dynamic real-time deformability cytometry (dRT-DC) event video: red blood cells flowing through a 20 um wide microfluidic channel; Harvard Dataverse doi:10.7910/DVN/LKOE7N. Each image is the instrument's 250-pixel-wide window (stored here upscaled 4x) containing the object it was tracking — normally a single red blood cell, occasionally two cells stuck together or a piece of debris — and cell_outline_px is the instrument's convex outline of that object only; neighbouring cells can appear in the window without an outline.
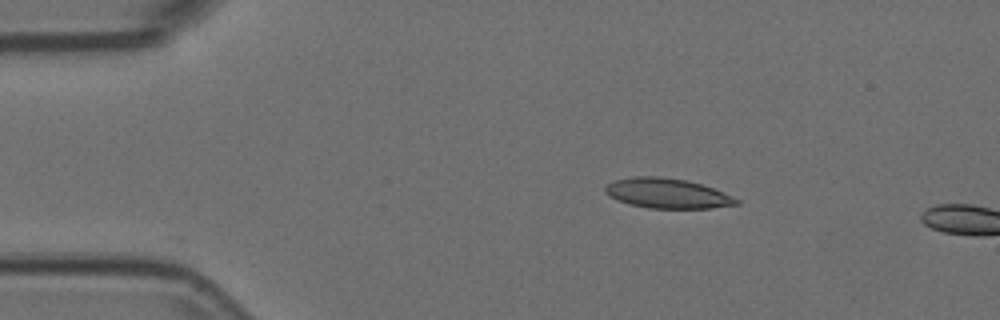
{"species": "Egyptian fruit bat (a non-hibernating species)", "species_latin": "Rousettus aegyptiacus", "temperature_condition": "room temperature", "stored_images_in_passage": 5, "camera_frame_rate_fps": 3000, "um_per_image_px": 0.085, "animal": {"sex": "female"}, "frame": {"image": 1, "passage_image": 3, "time_ms": 0.667, "image_size_px": [1000, 320], "cell_outline_px": [[740, 204], [712, 208], [648, 208], [632, 204], [620, 200], [604, 192], [604, 188], [608, 184], [616, 180], [632, 176], [660, 176], [684, 180], [700, 184], [724, 192], [740, 200]], "centroid_in_image_um": [56.76, 16.43], "position_along_channel_um": 28.2, "area_um2": 22.6}}
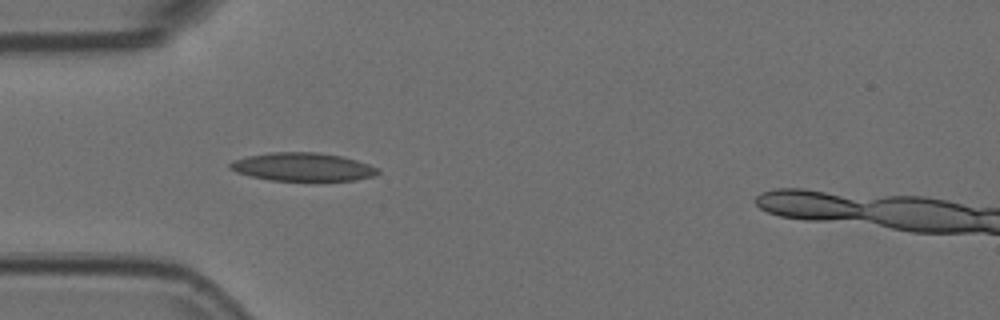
{"frame": {"image": 2, "passage_image": 5, "time_ms": 1.333, "image_size_px": [1000, 320], "cell_outline_px": [[380, 172], [376, 176], [356, 180], [268, 180], [236, 172], [228, 168], [228, 164], [232, 160], [248, 156], [272, 152], [316, 152], [340, 156], [356, 160], [380, 168]], "centroid_in_image_um": [25.73, 14.18], "position_along_channel_um": 59.3, "area_um2": 24.33}}